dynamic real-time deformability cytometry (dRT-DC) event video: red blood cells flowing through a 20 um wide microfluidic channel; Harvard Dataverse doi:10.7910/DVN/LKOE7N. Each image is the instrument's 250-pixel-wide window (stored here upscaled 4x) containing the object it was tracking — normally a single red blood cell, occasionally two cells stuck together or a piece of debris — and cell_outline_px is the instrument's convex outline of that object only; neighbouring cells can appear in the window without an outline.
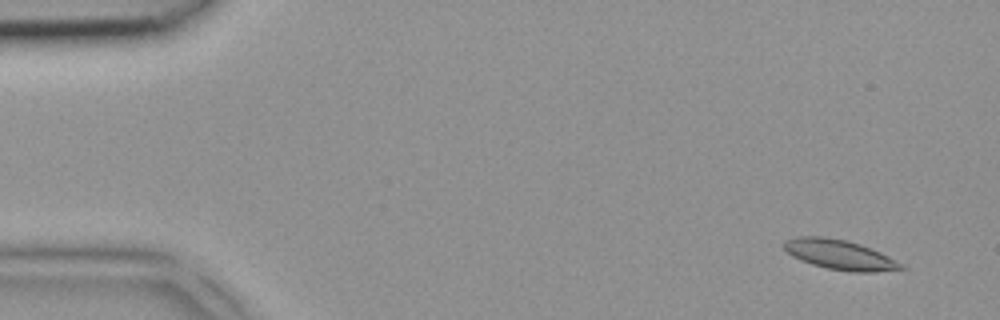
{"species": "common noctule bat (a hibernating species)", "species_latin": "Nyctalus noctula", "temperature_condition": "room temperature", "stored_images_in_passage": 3, "camera_frame_rate_fps": 3000, "um_per_image_px": 0.085, "animal": {"sex": "female", "body_mass_g": 18.4}, "frame": {"image": 1, "passage_image": 3, "time_ms": 0.667, "image_size_px": [1000, 320], "cell_outline_px": [[908, 268], [876, 272], [852, 272], [828, 268], [812, 264], [800, 260], [792, 256], [784, 248], [784, 240], [796, 236], [824, 236], [848, 240], [860, 244], [880, 252], [904, 264]], "centroid_in_image_um": [71.39, 21.64], "position_along_channel_um": 13.6, "area_um2": 20.46}}